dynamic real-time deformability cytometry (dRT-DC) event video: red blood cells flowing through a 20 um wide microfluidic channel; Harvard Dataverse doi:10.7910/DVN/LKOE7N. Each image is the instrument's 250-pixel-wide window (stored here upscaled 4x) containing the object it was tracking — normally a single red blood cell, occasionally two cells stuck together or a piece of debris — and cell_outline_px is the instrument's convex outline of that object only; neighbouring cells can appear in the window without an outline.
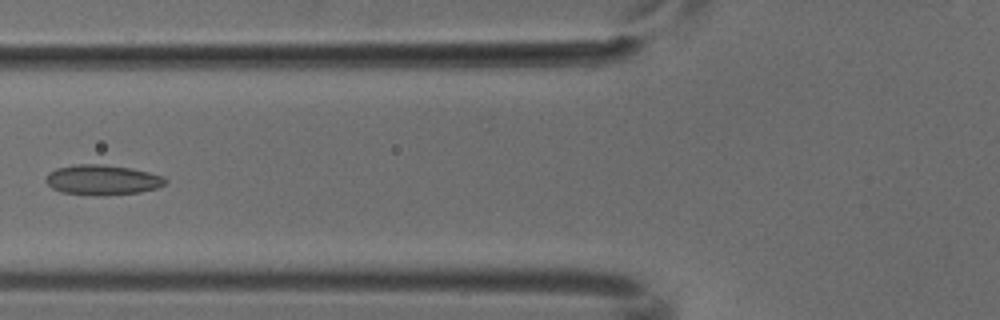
{"species": "common noctule bat (a hibernating species)", "species_latin": "Nyctalus noctula", "temperature_condition": "cold", "stored_images_in_passage": 8, "camera_frame_rate_fps": 3000, "um_per_image_px": 0.085, "animal": {"sex": "male", "body_mass_g": 18.8}, "frame": {"image": 1, "passage_image": 7, "time_ms": 2.0, "image_size_px": [1000, 320], "cell_outline_px": [[168, 180], [164, 184], [156, 188], [140, 192], [104, 196], [100, 196], [60, 192], [52, 188], [44, 180], [48, 172], [56, 168], [76, 164], [104, 164], [132, 168], [164, 176]], "centroid_in_image_um": [8.68, 15.29], "position_along_channel_um": 117.1, "area_um2": 21.21}}
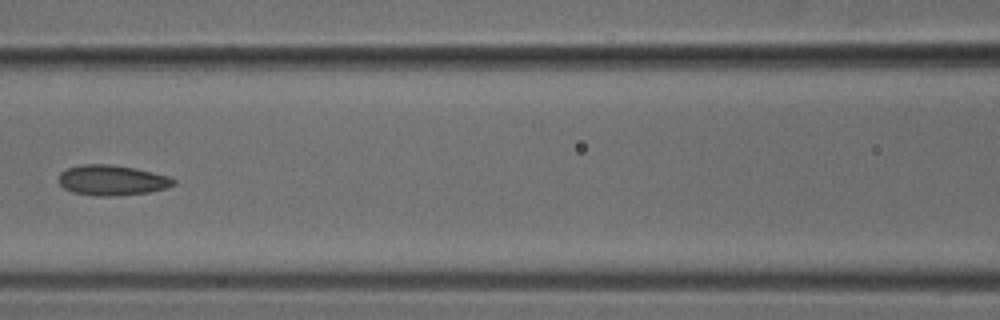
{"frame": {"image": 2, "passage_image": 8, "time_ms": 2.333, "image_size_px": [1000, 320], "cell_outline_px": [[176, 184], [164, 188], [148, 192], [112, 196], [96, 196], [72, 192], [64, 188], [56, 180], [60, 172], [68, 168], [80, 164], [108, 164], [132, 168], [152, 172], [168, 176], [176, 180]], "centroid_in_image_um": [9.46, 15.32], "position_along_channel_um": 157.1, "area_um2": 20.23}}